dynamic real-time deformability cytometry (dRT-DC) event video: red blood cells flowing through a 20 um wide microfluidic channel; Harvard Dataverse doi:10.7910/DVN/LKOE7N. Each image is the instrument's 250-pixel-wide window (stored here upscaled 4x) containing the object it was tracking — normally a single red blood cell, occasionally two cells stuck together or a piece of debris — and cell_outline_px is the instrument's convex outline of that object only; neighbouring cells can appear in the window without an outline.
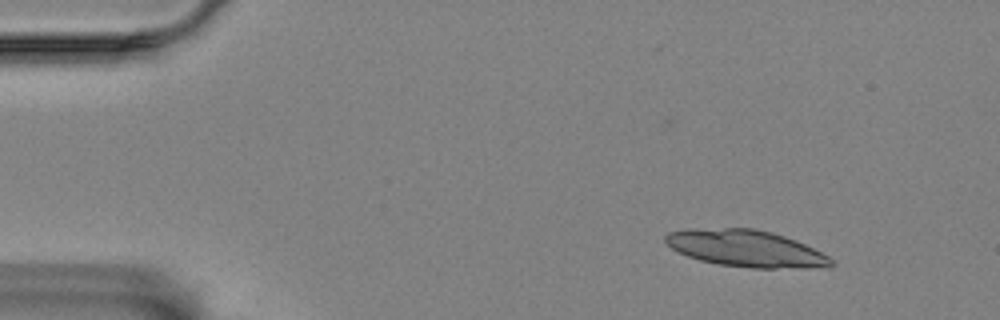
{"species": "Egyptian fruit bat (a non-hibernating species)", "species_latin": "Rousettus aegyptiacus", "temperature_condition": "room temperature", "stored_images_in_passage": 17, "camera_frame_rate_fps": 3000, "um_per_image_px": 0.085, "animal": {"sex": "female"}, "frame": {"image": 1, "passage_image": 1, "time_ms": 0.0, "image_size_px": [1000, 320], "cell_outline_px": [[836, 264], [828, 268], [752, 268], [720, 264], [700, 260], [676, 252], [664, 240], [664, 236], [668, 232], [688, 228], [756, 228], [772, 232], [796, 240], [828, 256]], "centroid_in_image_um": [63.4, 21.11], "position_along_channel_um": 21.6, "area_um2": 35.72}}